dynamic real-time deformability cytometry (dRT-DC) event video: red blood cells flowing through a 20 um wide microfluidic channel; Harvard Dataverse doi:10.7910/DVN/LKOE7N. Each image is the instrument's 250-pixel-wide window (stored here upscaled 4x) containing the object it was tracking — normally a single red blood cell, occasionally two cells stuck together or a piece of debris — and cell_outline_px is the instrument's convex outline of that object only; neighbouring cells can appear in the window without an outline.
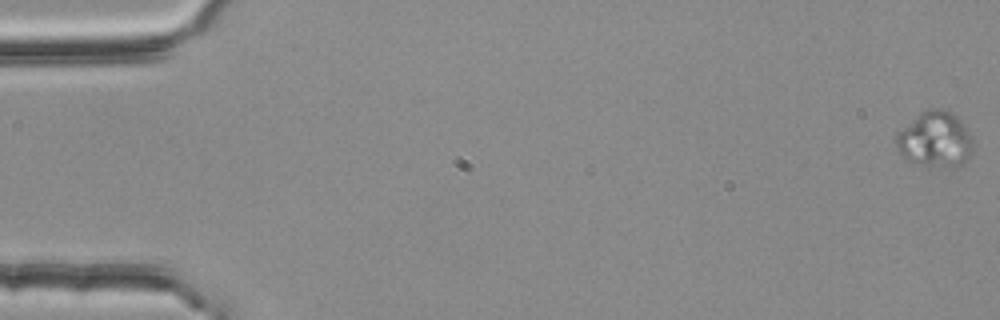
{"species": "common noctule bat (a hibernating species)", "species_latin": "Nyctalus noctula", "temperature_condition": "room temperature", "stored_images_in_passage": 4, "camera_frame_rate_fps": 3000, "um_per_image_px": 0.085, "animal": {"sex": "female", "body_mass_g": 25.1}, "frame": {"image": 1, "passage_image": 1, "time_ms": 0.0, "image_size_px": [1000, 320], "cell_outline_px": [[972, 152], [964, 164], [924, 164], [900, 156], [896, 148], [896, 136], [920, 112], [928, 108], [940, 108], [956, 116], [960, 120], [968, 132], [972, 140]], "centroid_in_image_um": [79.48, 11.81], "position_along_channel_um": 5.5, "area_um2": 23.87}}
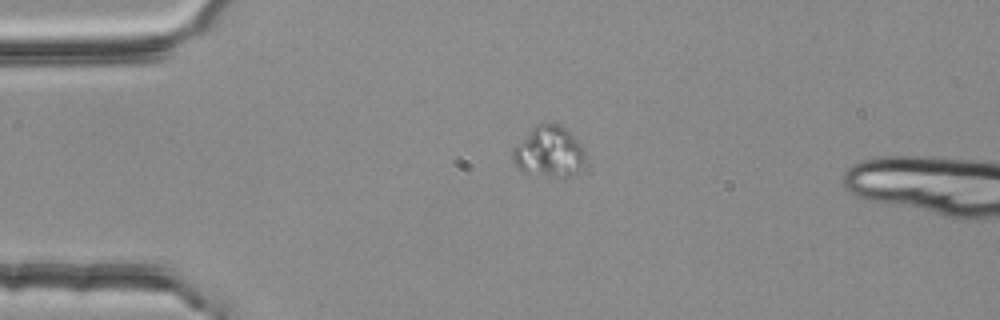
{"frame": {"image": 2, "passage_image": 3, "time_ms": 0.667, "image_size_px": [1000, 320], "cell_outline_px": [[584, 152], [580, 168], [576, 172], [568, 176], [560, 176], [520, 168], [512, 160], [512, 148], [532, 128], [540, 124], [560, 124], [580, 144]], "centroid_in_image_um": [46.64, 12.84], "position_along_channel_um": 38.4, "area_um2": 20.17}}